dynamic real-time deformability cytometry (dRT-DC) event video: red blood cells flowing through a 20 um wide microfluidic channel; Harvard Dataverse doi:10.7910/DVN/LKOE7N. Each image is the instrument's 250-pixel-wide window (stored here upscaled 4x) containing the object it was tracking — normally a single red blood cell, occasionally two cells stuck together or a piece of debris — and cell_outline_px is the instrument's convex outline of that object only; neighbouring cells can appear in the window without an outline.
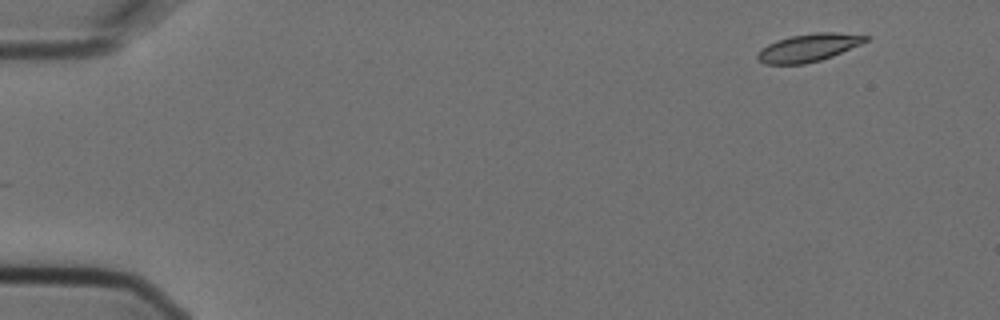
{"species": "Egyptian fruit bat (a non-hibernating species)", "species_latin": "Rousettus aegyptiacus", "temperature_condition": "cold", "stored_images_in_passage": 5, "camera_frame_rate_fps": 3000, "um_per_image_px": 0.085, "animal": {"sex": "female"}, "frame": {"image": 1, "passage_image": 1, "time_ms": 0.0, "image_size_px": [1000, 320], "cell_outline_px": [[872, 36], [868, 40], [860, 44], [832, 56], [820, 60], [804, 64], [764, 64], [756, 56], [768, 44], [776, 40], [792, 36], [816, 32], [836, 32]], "centroid_in_image_um": [68.76, 4.04], "position_along_channel_um": 16.2, "area_um2": 17.28}}
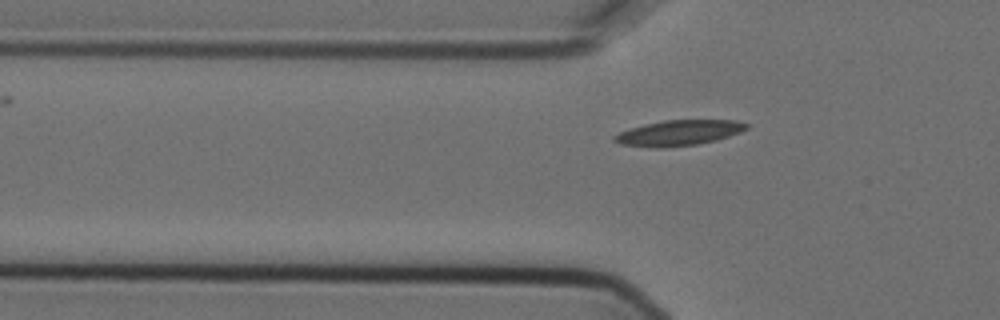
{"frame": {"image": 2, "passage_image": 5, "time_ms": 1.333, "image_size_px": [1000, 320], "cell_outline_px": [[748, 128], [740, 132], [716, 140], [696, 144], [664, 148], [656, 148], [620, 144], [612, 140], [612, 136], [620, 132], [644, 124], [664, 120], [736, 120], [748, 124]], "centroid_in_image_um": [57.67, 11.29], "position_along_channel_um": 68.1, "area_um2": 19.54}}